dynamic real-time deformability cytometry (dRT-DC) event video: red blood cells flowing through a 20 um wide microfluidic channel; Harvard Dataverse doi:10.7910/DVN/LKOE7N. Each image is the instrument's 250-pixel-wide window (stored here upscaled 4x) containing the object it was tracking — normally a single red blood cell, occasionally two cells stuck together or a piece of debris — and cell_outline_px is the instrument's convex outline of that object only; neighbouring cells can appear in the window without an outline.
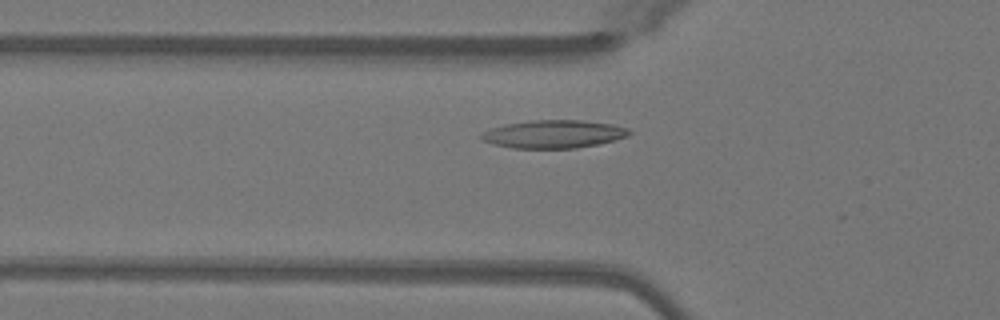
{"species": "Egyptian fruit bat (a non-hibernating species)", "species_latin": "Rousettus aegyptiacus", "temperature_condition": "warm", "stored_images_in_passage": 13, "camera_frame_rate_fps": 3000, "um_per_image_px": 0.085, "animal": {"sex": "female"}, "frame": {"image": 1, "passage_image": 9, "time_ms": 2.667, "image_size_px": [1000, 320], "cell_outline_px": [[632, 132], [628, 136], [616, 140], [600, 144], [576, 148], [512, 148], [496, 144], [484, 140], [480, 136], [484, 132], [492, 128], [504, 124], [528, 120], [580, 120], [612, 124], [628, 128]], "centroid_in_image_um": [47.12, 11.39], "position_along_channel_um": 78.7, "area_um2": 24.1}}
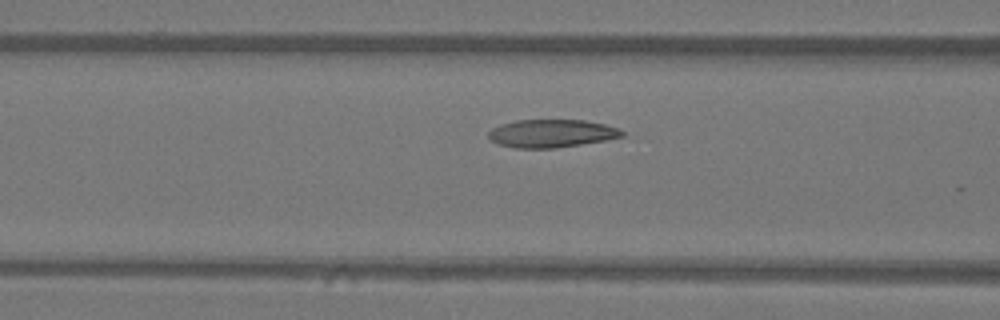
{"frame": {"image": 2, "passage_image": 12, "time_ms": 3.667, "image_size_px": [1000, 320], "cell_outline_px": [[624, 136], [604, 140], [556, 148], [516, 148], [500, 144], [492, 140], [488, 136], [488, 132], [492, 128], [500, 124], [516, 120], [584, 120], [604, 124], [616, 128], [624, 132]], "centroid_in_image_um": [46.85, 11.33], "position_along_channel_um": 119.7, "area_um2": 21.56}}